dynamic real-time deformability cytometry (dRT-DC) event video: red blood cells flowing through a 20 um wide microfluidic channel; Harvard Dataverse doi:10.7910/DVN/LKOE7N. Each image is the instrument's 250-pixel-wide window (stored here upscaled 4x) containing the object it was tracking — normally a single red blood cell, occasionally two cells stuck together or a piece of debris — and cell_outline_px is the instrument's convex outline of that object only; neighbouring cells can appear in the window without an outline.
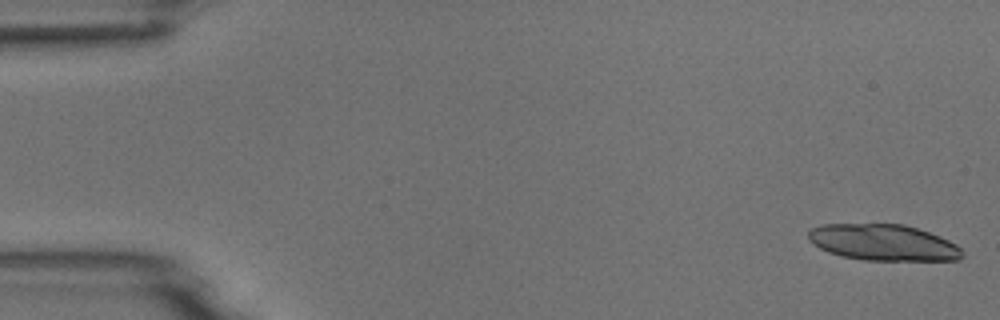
{"species": "common noctule bat (a hibernating species)", "species_latin": "Nyctalus noctula", "temperature_condition": "room temperature", "stored_images_in_passage": 6, "camera_frame_rate_fps": 3000, "um_per_image_px": 0.085, "animal": {"sex": "male", "body_mass_g": 18.8}, "frame": {"image": 1, "passage_image": 1, "time_ms": 0.0, "image_size_px": [1000, 320], "cell_outline_px": [[964, 256], [960, 260], [860, 260], [840, 256], [828, 252], [812, 244], [808, 240], [808, 232], [812, 228], [824, 224], [904, 224], [940, 236], [956, 244], [964, 252]], "centroid_in_image_um": [75.07, 20.62], "position_along_channel_um": 9.9, "area_um2": 32.66}}
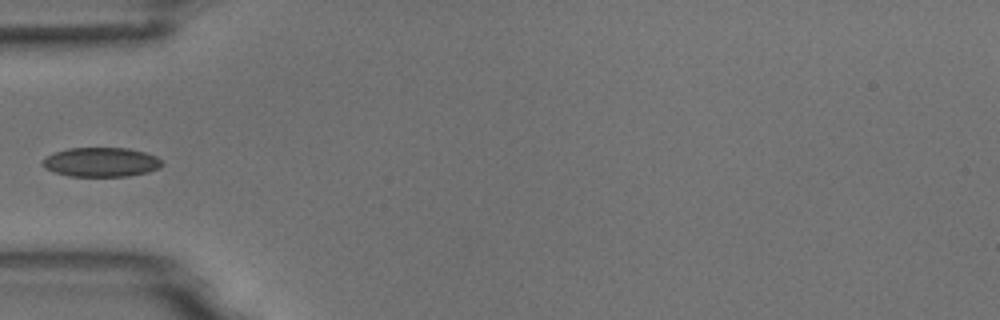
{"frame": {"image": 2, "passage_image": 6, "time_ms": 1.667, "image_size_px": [1000, 320], "cell_outline_px": [[164, 164], [160, 168], [148, 172], [128, 176], [68, 176], [44, 168], [40, 164], [40, 160], [56, 152], [68, 148], [128, 148], [144, 152], [156, 156]], "centroid_in_image_um": [8.59, 13.78], "position_along_channel_um": 76.4, "area_um2": 20.46}}